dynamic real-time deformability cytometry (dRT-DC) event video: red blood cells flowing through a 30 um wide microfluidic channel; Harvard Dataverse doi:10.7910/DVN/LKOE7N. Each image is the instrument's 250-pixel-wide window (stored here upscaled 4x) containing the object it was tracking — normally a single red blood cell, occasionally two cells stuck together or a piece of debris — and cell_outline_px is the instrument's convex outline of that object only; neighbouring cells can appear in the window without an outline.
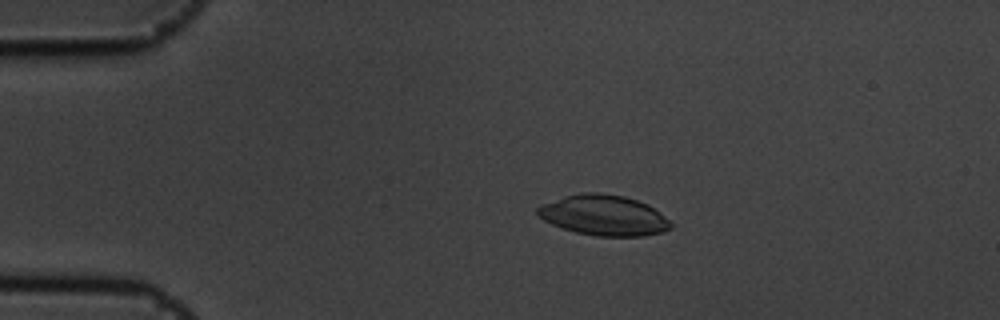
{"species": "common noctule bat (a hibernating species)", "species_latin": "Nyctalus noctula", "temperature_condition": "cold", "stored_images_in_passage": 46, "camera_frame_rate_fps": 3000, "um_per_image_px": 0.085, "animal": {"sex": "male", "body_mass_g": 19.5, "forearm_length_mm": 54.6}, "frame": {"image": 1, "passage_image": 1, "time_ms": 0.0, "image_size_px": [1000, 320], "cell_outline_px": [[672, 228], [664, 232], [644, 236], [596, 236], [576, 232], [552, 224], [536, 216], [536, 208], [540, 204], [564, 196], [580, 192], [600, 192], [624, 196], [648, 204], [668, 220], [672, 224]], "centroid_in_image_um": [51.29, 18.29], "position_along_channel_um": 33.7, "area_um2": 31.56}}
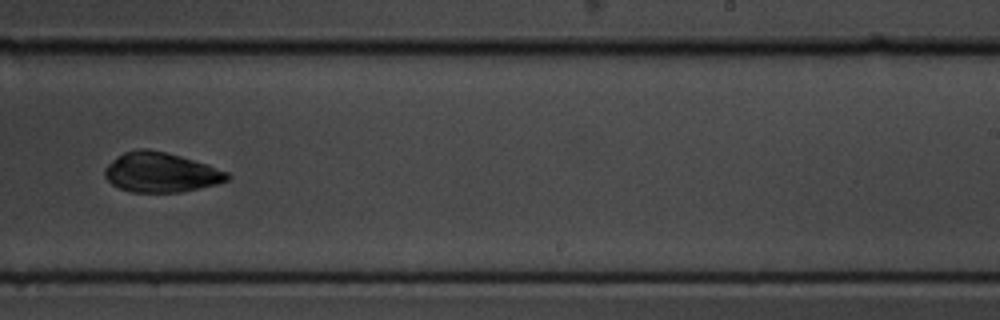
{"frame": {"image": 2, "passage_image": 25, "time_ms": 8.0, "image_size_px": [1000, 320], "cell_outline_px": [[232, 176], [228, 180], [216, 184], [200, 188], [180, 192], [132, 192], [120, 188], [112, 184], [104, 176], [104, 168], [112, 160], [124, 152], [136, 148], [148, 148], [180, 156], [208, 164], [228, 172]], "centroid_in_image_um": [13.67, 14.64], "position_along_channel_um": 275.3, "area_um2": 28.44}}
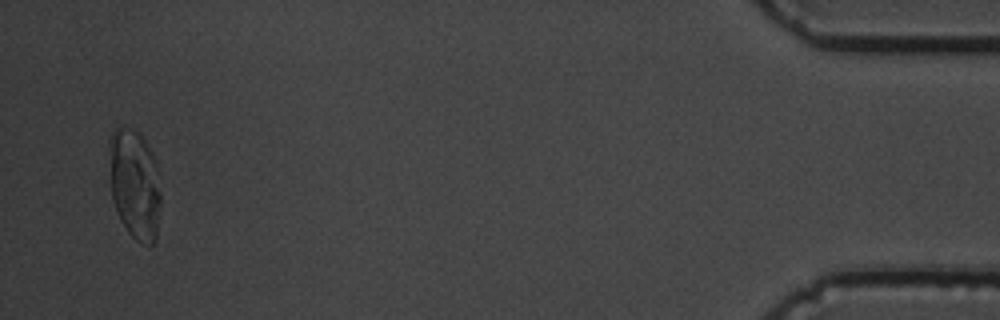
{"frame": {"image": 3, "passage_image": 44, "time_ms": 14.333, "image_size_px": [1000, 320], "cell_outline_px": [[160, 204], [156, 240], [152, 244], [140, 244], [128, 232], [120, 220], [112, 200], [108, 144], [108, 140], [112, 132], [116, 128], [128, 128], [140, 132], [152, 152], [156, 164], [160, 192]], "centroid_in_image_um": [11.44, 15.65], "position_along_channel_um": 423.8, "area_um2": 33.29}, "authors_computed_cell_mechanics": {"area_um2": 29.8826, "velocity_mm_per_s": 3.5873, "shape_relaxation_time_tau1_ms": 4.733, "shape_relaxation_time_tau2_ms": 7.1322, "deformation_change_tau1": 0.1165, "deformation_change_tau2": 0.118}}